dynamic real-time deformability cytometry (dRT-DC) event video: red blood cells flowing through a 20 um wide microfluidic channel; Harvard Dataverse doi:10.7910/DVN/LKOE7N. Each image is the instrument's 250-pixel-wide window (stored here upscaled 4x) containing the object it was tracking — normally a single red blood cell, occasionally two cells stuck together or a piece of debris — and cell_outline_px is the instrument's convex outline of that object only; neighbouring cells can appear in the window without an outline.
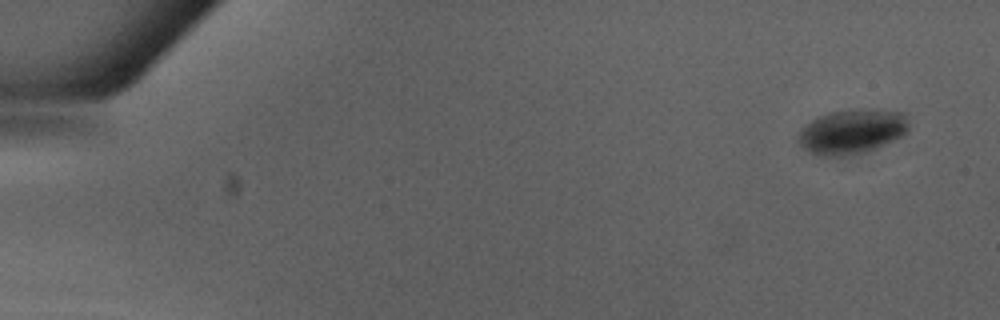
{"species": "Egyptian fruit bat (a non-hibernating species)", "species_latin": "Rousettus aegyptiacus", "temperature_condition": "warm", "stored_images_in_passage": 47, "camera_frame_rate_fps": 3000, "um_per_image_px": 0.085, "animal": {"sex": "male"}, "frame": {"image": 1, "passage_image": 1, "time_ms": 0.0, "image_size_px": [1000, 320], "cell_outline_px": [[908, 132], [904, 136], [864, 152], [844, 156], [820, 156], [808, 152], [796, 140], [796, 136], [800, 128], [804, 124], [816, 116], [828, 112], [872, 108], [904, 112], [908, 124]], "centroid_in_image_um": [72.37, 11.17], "position_along_channel_um": 12.6, "area_um2": 29.25}}
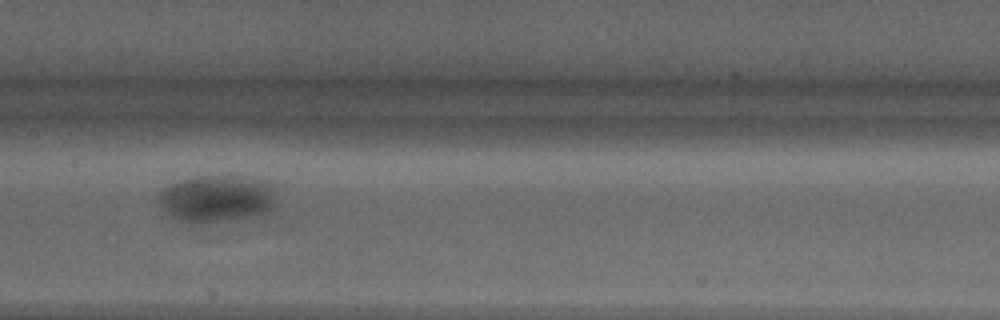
{"frame": {"image": 2, "passage_image": 24, "time_ms": 7.667, "image_size_px": [1000, 320], "cell_outline_px": [[276, 208], [268, 212], [248, 216], [200, 224], [184, 220], [172, 216], [160, 204], [160, 192], [164, 188], [180, 180], [192, 176], [228, 172], [252, 176], [272, 180], [276, 184]], "centroid_in_image_um": [18.59, 16.77], "position_along_channel_um": 188.8, "area_um2": 33.52}}
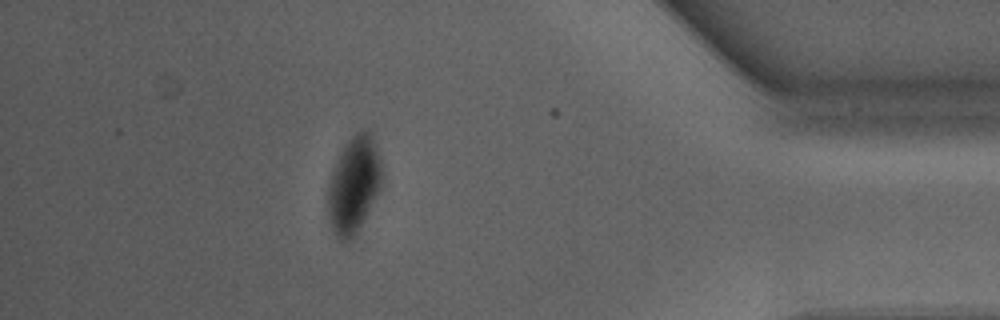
{"frame": {"image": 3, "passage_image": 42, "time_ms": 13.667, "image_size_px": [1000, 320], "cell_outline_px": [[380, 192], [356, 228], [344, 240], [332, 228], [328, 216], [328, 184], [336, 160], [340, 152], [348, 140], [356, 132], [364, 128], [372, 132], [380, 160]], "centroid_in_image_um": [30.07, 15.55], "position_along_channel_um": 405.1, "area_um2": 29.19}}